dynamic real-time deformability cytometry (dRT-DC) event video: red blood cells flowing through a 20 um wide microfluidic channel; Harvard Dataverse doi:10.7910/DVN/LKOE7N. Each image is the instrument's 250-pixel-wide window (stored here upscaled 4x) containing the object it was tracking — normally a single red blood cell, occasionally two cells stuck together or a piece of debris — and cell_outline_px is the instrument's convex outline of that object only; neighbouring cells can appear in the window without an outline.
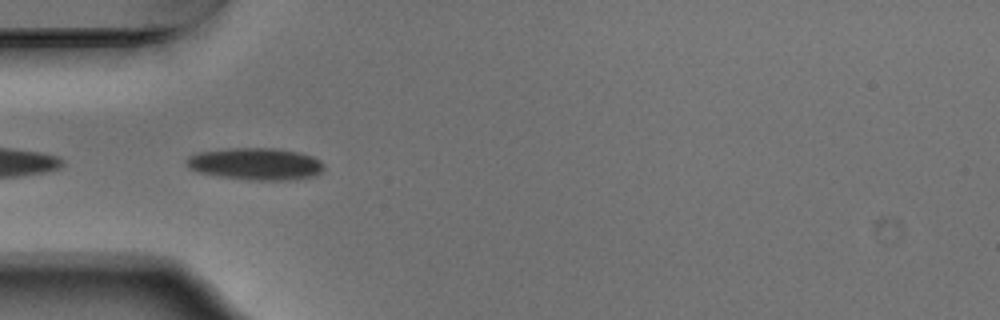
{"species": "Egyptian fruit bat (a non-hibernating species)", "species_latin": "Rousettus aegyptiacus", "temperature_condition": "warm", "stored_images_in_passage": 7, "camera_frame_rate_fps": 3000, "um_per_image_px": 0.085, "animal": {"sex": "male"}, "frame": {"image": 1, "passage_image": 1, "time_ms": 0.0, "image_size_px": [1000, 320], "cell_outline_px": [[324, 168], [320, 172], [312, 176], [280, 180], [252, 180], [220, 176], [196, 172], [188, 168], [184, 164], [184, 160], [188, 156], [196, 152], [228, 148], [276, 148], [300, 152], [312, 156], [320, 160], [324, 164]], "centroid_in_image_um": [21.65, 13.91], "position_along_channel_um": 63.3, "area_um2": 25.84}}
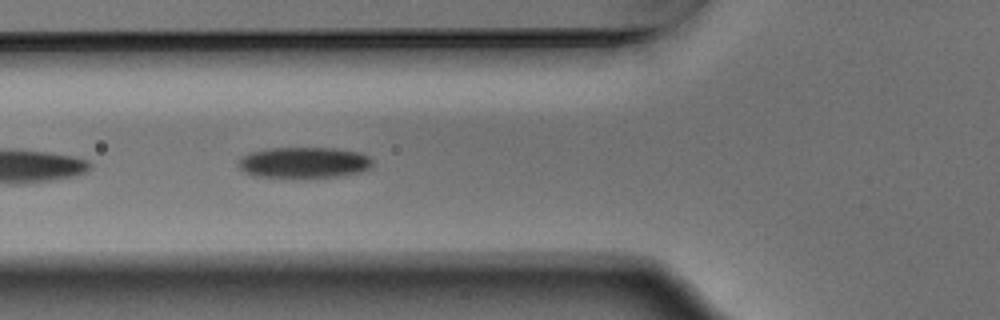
{"frame": {"image": 2, "passage_image": 4, "time_ms": 1.0, "image_size_px": [1000, 320], "cell_outline_px": [[372, 164], [368, 168], [360, 172], [336, 176], [252, 176], [244, 172], [236, 164], [248, 152], [268, 148], [336, 148], [360, 152], [368, 156], [372, 160]], "centroid_in_image_um": [25.81, 13.79], "position_along_channel_um": 100.0, "area_um2": 23.81}}